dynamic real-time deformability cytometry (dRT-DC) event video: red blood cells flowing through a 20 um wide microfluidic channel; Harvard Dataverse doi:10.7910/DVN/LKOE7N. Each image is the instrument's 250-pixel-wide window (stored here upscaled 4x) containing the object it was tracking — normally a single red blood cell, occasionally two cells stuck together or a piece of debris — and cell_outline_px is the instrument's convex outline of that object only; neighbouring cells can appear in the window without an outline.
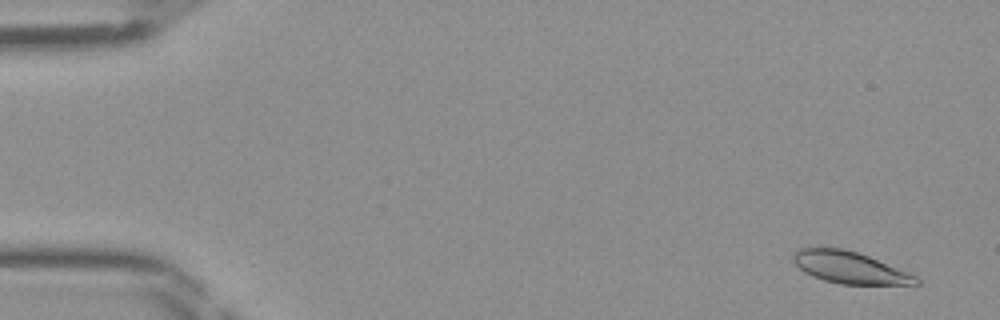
{"species": "Egyptian fruit bat (a non-hibernating species)", "species_latin": "Rousettus aegyptiacus", "temperature_condition": "room temperature", "stored_images_in_passage": 47, "segment_of_instrument_passage": [1, 2], "camera_frame_rate_fps": 3000, "um_per_image_px": 0.085, "frame": {"image": 1, "passage_image": 1, "time_ms": 0.0, "image_size_px": [1000, 320], "cell_outline_px": [[920, 284], [840, 284], [824, 280], [812, 276], [804, 272], [792, 260], [792, 256], [800, 248], [844, 248], [868, 256], [916, 276], [920, 280]], "centroid_in_image_um": [72.19, 22.74], "position_along_channel_um": 12.8, "area_um2": 22.37}}
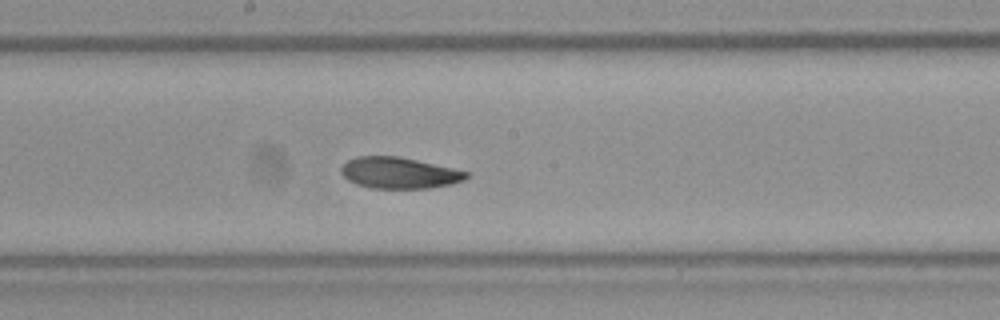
{"frame": {"image": 2, "passage_image": 24, "time_ms": 7.667, "image_size_px": [1000, 320], "cell_outline_px": [[468, 176], [464, 180], [452, 184], [428, 188], [372, 188], [356, 184], [348, 180], [340, 172], [340, 168], [348, 160], [356, 156], [400, 156], [452, 168], [468, 172]], "centroid_in_image_um": [33.9, 14.69], "position_along_channel_um": 214.3, "area_um2": 22.72}}
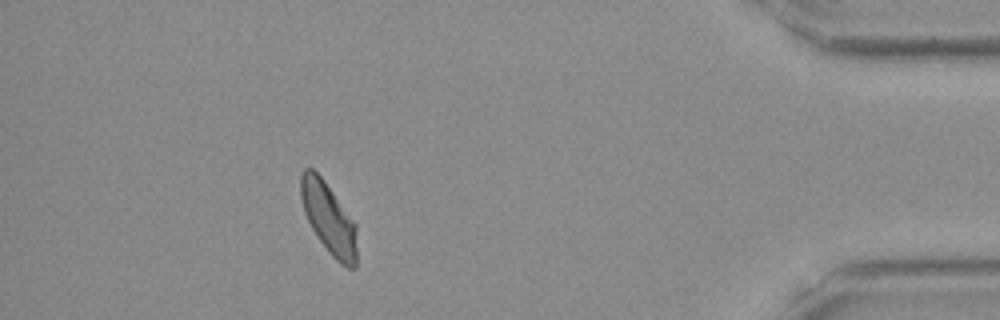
{"frame": {"image": 3, "passage_image": 41, "time_ms": 13.333, "image_size_px": [1000, 320], "cell_outline_px": [[356, 268], [348, 268], [340, 264], [328, 252], [316, 236], [304, 212], [300, 196], [300, 172], [304, 168], [312, 168], [324, 180], [356, 224]], "centroid_in_image_um": [27.92, 18.56], "position_along_channel_um": 407.3, "area_um2": 23.29}}